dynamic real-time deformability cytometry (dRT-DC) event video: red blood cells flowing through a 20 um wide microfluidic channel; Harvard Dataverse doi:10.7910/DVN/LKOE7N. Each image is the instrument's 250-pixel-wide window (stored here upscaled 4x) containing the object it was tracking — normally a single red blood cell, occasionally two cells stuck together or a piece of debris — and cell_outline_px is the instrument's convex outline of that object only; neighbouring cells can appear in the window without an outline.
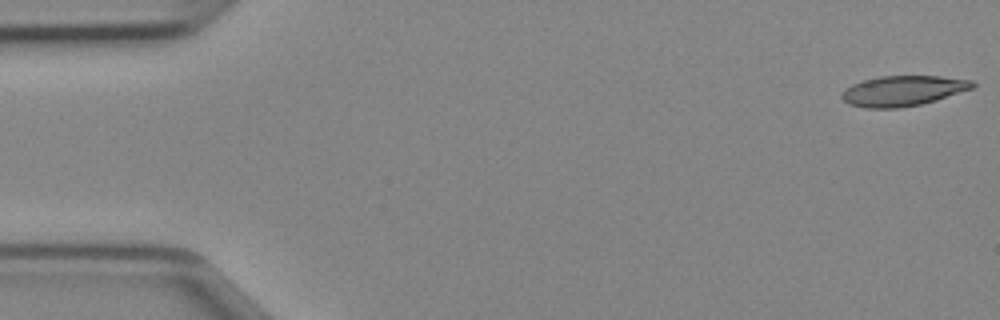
{"species": "Egyptian fruit bat (a non-hibernating species)", "species_latin": "Rousettus aegyptiacus", "temperature_condition": "cold", "stored_images_in_passage": 13, "camera_frame_rate_fps": 3000, "um_per_image_px": 0.085, "animal": {"sex": "female"}, "frame": {"image": 1, "passage_image": 1, "time_ms": 0.0, "image_size_px": [1000, 320], "cell_outline_px": [[976, 84], [972, 88], [936, 100], [920, 104], [900, 108], [864, 108], [848, 104], [840, 96], [840, 92], [852, 84], [864, 80], [880, 76], [940, 76], [972, 80]], "centroid_in_image_um": [76.71, 7.72], "position_along_channel_um": 8.3, "area_um2": 23.06}}
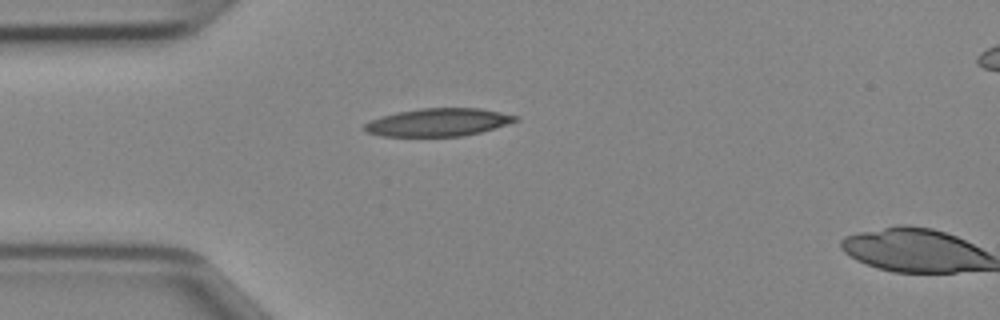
{"frame": {"image": 2, "passage_image": 12, "time_ms": 3.667, "image_size_px": [1000, 320], "cell_outline_px": [[520, 120], [480, 132], [464, 136], [380, 136], [368, 132], [364, 128], [364, 124], [380, 116], [396, 112], [420, 108], [480, 108], [520, 116]], "centroid_in_image_um": [37.27, 10.39], "position_along_channel_um": 47.7, "area_um2": 24.51}}